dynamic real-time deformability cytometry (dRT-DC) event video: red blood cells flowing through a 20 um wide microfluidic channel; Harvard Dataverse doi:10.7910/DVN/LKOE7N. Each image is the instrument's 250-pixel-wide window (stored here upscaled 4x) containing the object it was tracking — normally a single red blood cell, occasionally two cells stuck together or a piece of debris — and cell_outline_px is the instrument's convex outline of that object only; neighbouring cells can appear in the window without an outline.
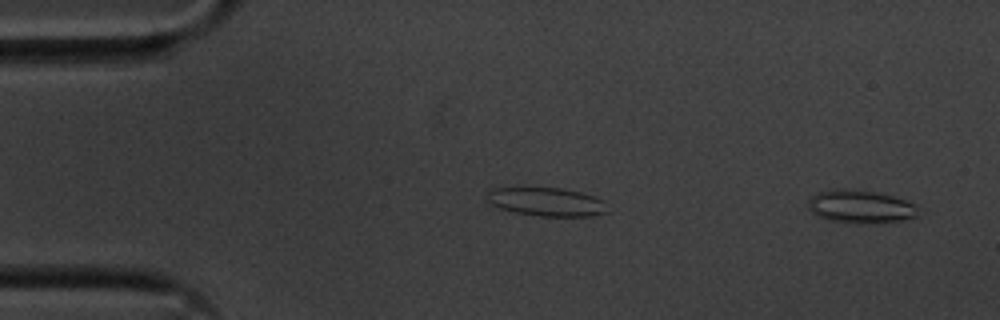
{"species": "common noctule bat (a hibernating species)", "species_latin": "Nyctalus noctula", "temperature_condition": "cold", "stored_images_in_passage": 11, "camera_frame_rate_fps": 3000, "um_per_image_px": 0.085, "animal": {"sex": "male", "body_mass_g": 20.1, "forearm_length_mm": 53.5}, "frame": {"image": 1, "passage_image": 2, "time_ms": 0.333, "image_size_px": [1000, 320], "cell_outline_px": [[916, 216], [900, 220], [868, 224], [856, 224], [828, 220], [816, 216], [808, 208], [808, 200], [816, 192], [832, 188], [848, 188], [872, 192], [892, 196], [916, 204]], "centroid_in_image_um": [73.05, 17.56], "position_along_channel_um": 12.0, "area_um2": 21.33}}